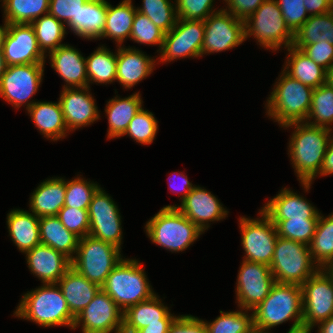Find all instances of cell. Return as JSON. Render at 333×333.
<instances>
[{"instance_id":"62","label":"cell","mask_w":333,"mask_h":333,"mask_svg":"<svg viewBox=\"0 0 333 333\" xmlns=\"http://www.w3.org/2000/svg\"><path fill=\"white\" fill-rule=\"evenodd\" d=\"M323 269L333 280V260L328 263Z\"/></svg>"},{"instance_id":"55","label":"cell","mask_w":333,"mask_h":333,"mask_svg":"<svg viewBox=\"0 0 333 333\" xmlns=\"http://www.w3.org/2000/svg\"><path fill=\"white\" fill-rule=\"evenodd\" d=\"M333 174V137H331L328 144L323 163L319 172V175H330Z\"/></svg>"},{"instance_id":"25","label":"cell","mask_w":333,"mask_h":333,"mask_svg":"<svg viewBox=\"0 0 333 333\" xmlns=\"http://www.w3.org/2000/svg\"><path fill=\"white\" fill-rule=\"evenodd\" d=\"M60 287L74 318L93 300L101 287L87 280L74 268H70L56 283Z\"/></svg>"},{"instance_id":"7","label":"cell","mask_w":333,"mask_h":333,"mask_svg":"<svg viewBox=\"0 0 333 333\" xmlns=\"http://www.w3.org/2000/svg\"><path fill=\"white\" fill-rule=\"evenodd\" d=\"M315 264L308 245L278 236L270 265L275 282L301 286L320 269Z\"/></svg>"},{"instance_id":"23","label":"cell","mask_w":333,"mask_h":333,"mask_svg":"<svg viewBox=\"0 0 333 333\" xmlns=\"http://www.w3.org/2000/svg\"><path fill=\"white\" fill-rule=\"evenodd\" d=\"M48 53L51 67L67 82L64 88L88 87L86 61L78 50L64 44Z\"/></svg>"},{"instance_id":"10","label":"cell","mask_w":333,"mask_h":333,"mask_svg":"<svg viewBox=\"0 0 333 333\" xmlns=\"http://www.w3.org/2000/svg\"><path fill=\"white\" fill-rule=\"evenodd\" d=\"M303 330L310 333L316 323L333 316V280L320 268L302 285Z\"/></svg>"},{"instance_id":"51","label":"cell","mask_w":333,"mask_h":333,"mask_svg":"<svg viewBox=\"0 0 333 333\" xmlns=\"http://www.w3.org/2000/svg\"><path fill=\"white\" fill-rule=\"evenodd\" d=\"M315 63L326 70L333 64V45L328 42L307 44L301 49Z\"/></svg>"},{"instance_id":"32","label":"cell","mask_w":333,"mask_h":333,"mask_svg":"<svg viewBox=\"0 0 333 333\" xmlns=\"http://www.w3.org/2000/svg\"><path fill=\"white\" fill-rule=\"evenodd\" d=\"M287 50L289 54L285 68L288 71L284 70L288 75L313 89L326 83L325 68L315 63L301 49L290 46Z\"/></svg>"},{"instance_id":"57","label":"cell","mask_w":333,"mask_h":333,"mask_svg":"<svg viewBox=\"0 0 333 333\" xmlns=\"http://www.w3.org/2000/svg\"><path fill=\"white\" fill-rule=\"evenodd\" d=\"M171 323H153L138 330L136 333H168Z\"/></svg>"},{"instance_id":"42","label":"cell","mask_w":333,"mask_h":333,"mask_svg":"<svg viewBox=\"0 0 333 333\" xmlns=\"http://www.w3.org/2000/svg\"><path fill=\"white\" fill-rule=\"evenodd\" d=\"M142 6L136 10L146 15L154 25L165 33L176 25L178 19L176 5L174 8L169 0H143Z\"/></svg>"},{"instance_id":"5","label":"cell","mask_w":333,"mask_h":333,"mask_svg":"<svg viewBox=\"0 0 333 333\" xmlns=\"http://www.w3.org/2000/svg\"><path fill=\"white\" fill-rule=\"evenodd\" d=\"M101 289L114 300L122 312L155 295L143 267L134 259H123L110 272Z\"/></svg>"},{"instance_id":"8","label":"cell","mask_w":333,"mask_h":333,"mask_svg":"<svg viewBox=\"0 0 333 333\" xmlns=\"http://www.w3.org/2000/svg\"><path fill=\"white\" fill-rule=\"evenodd\" d=\"M116 246L87 235L79 239L72 268L100 287L110 272L122 261Z\"/></svg>"},{"instance_id":"27","label":"cell","mask_w":333,"mask_h":333,"mask_svg":"<svg viewBox=\"0 0 333 333\" xmlns=\"http://www.w3.org/2000/svg\"><path fill=\"white\" fill-rule=\"evenodd\" d=\"M66 181L63 178L47 179L30 197V208L36 216H57L65 204Z\"/></svg>"},{"instance_id":"47","label":"cell","mask_w":333,"mask_h":333,"mask_svg":"<svg viewBox=\"0 0 333 333\" xmlns=\"http://www.w3.org/2000/svg\"><path fill=\"white\" fill-rule=\"evenodd\" d=\"M88 0H50L49 14L57 20L67 23V26L78 35V12Z\"/></svg>"},{"instance_id":"11","label":"cell","mask_w":333,"mask_h":333,"mask_svg":"<svg viewBox=\"0 0 333 333\" xmlns=\"http://www.w3.org/2000/svg\"><path fill=\"white\" fill-rule=\"evenodd\" d=\"M262 219L240 218L244 260L257 262L270 267L278 238L276 225L261 210Z\"/></svg>"},{"instance_id":"37","label":"cell","mask_w":333,"mask_h":333,"mask_svg":"<svg viewBox=\"0 0 333 333\" xmlns=\"http://www.w3.org/2000/svg\"><path fill=\"white\" fill-rule=\"evenodd\" d=\"M50 0H3L7 24H31L49 12Z\"/></svg>"},{"instance_id":"2","label":"cell","mask_w":333,"mask_h":333,"mask_svg":"<svg viewBox=\"0 0 333 333\" xmlns=\"http://www.w3.org/2000/svg\"><path fill=\"white\" fill-rule=\"evenodd\" d=\"M253 310L255 327L268 331L296 318L288 333H304L302 288L299 285L276 282L269 295Z\"/></svg>"},{"instance_id":"63","label":"cell","mask_w":333,"mask_h":333,"mask_svg":"<svg viewBox=\"0 0 333 333\" xmlns=\"http://www.w3.org/2000/svg\"><path fill=\"white\" fill-rule=\"evenodd\" d=\"M264 329L258 328L253 326L247 333H269V332H264Z\"/></svg>"},{"instance_id":"21","label":"cell","mask_w":333,"mask_h":333,"mask_svg":"<svg viewBox=\"0 0 333 333\" xmlns=\"http://www.w3.org/2000/svg\"><path fill=\"white\" fill-rule=\"evenodd\" d=\"M30 271L43 284H56L72 267L71 260L50 246L39 244L26 253Z\"/></svg>"},{"instance_id":"43","label":"cell","mask_w":333,"mask_h":333,"mask_svg":"<svg viewBox=\"0 0 333 333\" xmlns=\"http://www.w3.org/2000/svg\"><path fill=\"white\" fill-rule=\"evenodd\" d=\"M213 322L204 321L207 333H247L253 327V314L242 311L222 312Z\"/></svg>"},{"instance_id":"12","label":"cell","mask_w":333,"mask_h":333,"mask_svg":"<svg viewBox=\"0 0 333 333\" xmlns=\"http://www.w3.org/2000/svg\"><path fill=\"white\" fill-rule=\"evenodd\" d=\"M44 72V64L7 66L0 79V96L16 108L27 103V109L35 102L29 101L37 92ZM26 102V103H25Z\"/></svg>"},{"instance_id":"58","label":"cell","mask_w":333,"mask_h":333,"mask_svg":"<svg viewBox=\"0 0 333 333\" xmlns=\"http://www.w3.org/2000/svg\"><path fill=\"white\" fill-rule=\"evenodd\" d=\"M318 333H333V316L319 323Z\"/></svg>"},{"instance_id":"30","label":"cell","mask_w":333,"mask_h":333,"mask_svg":"<svg viewBox=\"0 0 333 333\" xmlns=\"http://www.w3.org/2000/svg\"><path fill=\"white\" fill-rule=\"evenodd\" d=\"M27 111L37 129L47 138L57 141L65 137L66 132L68 133L59 101L58 103L35 102Z\"/></svg>"},{"instance_id":"53","label":"cell","mask_w":333,"mask_h":333,"mask_svg":"<svg viewBox=\"0 0 333 333\" xmlns=\"http://www.w3.org/2000/svg\"><path fill=\"white\" fill-rule=\"evenodd\" d=\"M230 14L241 20H246L252 15L265 0H225Z\"/></svg>"},{"instance_id":"15","label":"cell","mask_w":333,"mask_h":333,"mask_svg":"<svg viewBox=\"0 0 333 333\" xmlns=\"http://www.w3.org/2000/svg\"><path fill=\"white\" fill-rule=\"evenodd\" d=\"M204 27L202 55L228 50L245 41L244 20L227 12V8L212 13Z\"/></svg>"},{"instance_id":"40","label":"cell","mask_w":333,"mask_h":333,"mask_svg":"<svg viewBox=\"0 0 333 333\" xmlns=\"http://www.w3.org/2000/svg\"><path fill=\"white\" fill-rule=\"evenodd\" d=\"M311 118L315 122L307 121ZM306 121L305 123L309 125L330 128L328 126L333 122V87L325 83L313 90L311 108Z\"/></svg>"},{"instance_id":"61","label":"cell","mask_w":333,"mask_h":333,"mask_svg":"<svg viewBox=\"0 0 333 333\" xmlns=\"http://www.w3.org/2000/svg\"><path fill=\"white\" fill-rule=\"evenodd\" d=\"M7 25L8 24L5 22L3 27H2V25L0 26V50H2L4 36L6 34V31H7Z\"/></svg>"},{"instance_id":"9","label":"cell","mask_w":333,"mask_h":333,"mask_svg":"<svg viewBox=\"0 0 333 333\" xmlns=\"http://www.w3.org/2000/svg\"><path fill=\"white\" fill-rule=\"evenodd\" d=\"M245 39L251 35L262 47L277 50L281 44L292 46L294 34L282 16L276 0H265L262 5L244 21Z\"/></svg>"},{"instance_id":"17","label":"cell","mask_w":333,"mask_h":333,"mask_svg":"<svg viewBox=\"0 0 333 333\" xmlns=\"http://www.w3.org/2000/svg\"><path fill=\"white\" fill-rule=\"evenodd\" d=\"M82 324V333H122L123 312L102 289L75 318L73 329Z\"/></svg>"},{"instance_id":"31","label":"cell","mask_w":333,"mask_h":333,"mask_svg":"<svg viewBox=\"0 0 333 333\" xmlns=\"http://www.w3.org/2000/svg\"><path fill=\"white\" fill-rule=\"evenodd\" d=\"M142 109V99L139 92L126 98L109 100L105 112L108 116V137L117 138L124 135L130 121Z\"/></svg>"},{"instance_id":"56","label":"cell","mask_w":333,"mask_h":333,"mask_svg":"<svg viewBox=\"0 0 333 333\" xmlns=\"http://www.w3.org/2000/svg\"><path fill=\"white\" fill-rule=\"evenodd\" d=\"M181 175V176H180ZM174 176V175H173ZM172 176V177H173ZM177 176H179V178H181V185H180V187L179 186H177V190L176 191H180V192H183L182 194V197L180 198V199H182V201L189 195V193H190V191L195 187V186H193L189 181H188V178H187V176H185L184 174H182V173H177V174H175V176L174 177H176L177 178ZM172 177H171V179H172ZM176 178H174V179H176ZM173 181H175V180H172V183H173ZM173 184H171L170 183V188H172V190L174 189H176V187L175 186H172ZM181 189H183V190H181Z\"/></svg>"},{"instance_id":"41","label":"cell","mask_w":333,"mask_h":333,"mask_svg":"<svg viewBox=\"0 0 333 333\" xmlns=\"http://www.w3.org/2000/svg\"><path fill=\"white\" fill-rule=\"evenodd\" d=\"M319 219H271L279 237L310 245Z\"/></svg>"},{"instance_id":"19","label":"cell","mask_w":333,"mask_h":333,"mask_svg":"<svg viewBox=\"0 0 333 333\" xmlns=\"http://www.w3.org/2000/svg\"><path fill=\"white\" fill-rule=\"evenodd\" d=\"M90 87H63L59 102L62 108L64 122L68 131L90 125L99 119L95 100L89 91Z\"/></svg>"},{"instance_id":"4","label":"cell","mask_w":333,"mask_h":333,"mask_svg":"<svg viewBox=\"0 0 333 333\" xmlns=\"http://www.w3.org/2000/svg\"><path fill=\"white\" fill-rule=\"evenodd\" d=\"M278 84L267 100V113L281 127L305 122L312 102L313 88L288 75L284 68Z\"/></svg>"},{"instance_id":"54","label":"cell","mask_w":333,"mask_h":333,"mask_svg":"<svg viewBox=\"0 0 333 333\" xmlns=\"http://www.w3.org/2000/svg\"><path fill=\"white\" fill-rule=\"evenodd\" d=\"M306 11L311 15L325 14L333 10L329 0H304Z\"/></svg>"},{"instance_id":"20","label":"cell","mask_w":333,"mask_h":333,"mask_svg":"<svg viewBox=\"0 0 333 333\" xmlns=\"http://www.w3.org/2000/svg\"><path fill=\"white\" fill-rule=\"evenodd\" d=\"M177 207L190 221L202 231L208 229V221H219L226 217L228 211L222 207L219 200L206 189L194 187L189 195ZM206 223V224H205Z\"/></svg>"},{"instance_id":"35","label":"cell","mask_w":333,"mask_h":333,"mask_svg":"<svg viewBox=\"0 0 333 333\" xmlns=\"http://www.w3.org/2000/svg\"><path fill=\"white\" fill-rule=\"evenodd\" d=\"M106 11V0H88L78 12V36L100 38L105 27Z\"/></svg>"},{"instance_id":"16","label":"cell","mask_w":333,"mask_h":333,"mask_svg":"<svg viewBox=\"0 0 333 333\" xmlns=\"http://www.w3.org/2000/svg\"><path fill=\"white\" fill-rule=\"evenodd\" d=\"M237 279V303L242 310H253L276 283L268 265L243 260Z\"/></svg>"},{"instance_id":"36","label":"cell","mask_w":333,"mask_h":333,"mask_svg":"<svg viewBox=\"0 0 333 333\" xmlns=\"http://www.w3.org/2000/svg\"><path fill=\"white\" fill-rule=\"evenodd\" d=\"M86 74L89 82L111 83L116 80L117 53L101 46L89 57L85 58Z\"/></svg>"},{"instance_id":"13","label":"cell","mask_w":333,"mask_h":333,"mask_svg":"<svg viewBox=\"0 0 333 333\" xmlns=\"http://www.w3.org/2000/svg\"><path fill=\"white\" fill-rule=\"evenodd\" d=\"M205 27L203 20L177 19L176 25L165 33L161 47L162 62L177 58L201 57Z\"/></svg>"},{"instance_id":"44","label":"cell","mask_w":333,"mask_h":333,"mask_svg":"<svg viewBox=\"0 0 333 333\" xmlns=\"http://www.w3.org/2000/svg\"><path fill=\"white\" fill-rule=\"evenodd\" d=\"M157 122L152 112L142 108L130 121L124 135L128 134L141 144H151L157 133Z\"/></svg>"},{"instance_id":"59","label":"cell","mask_w":333,"mask_h":333,"mask_svg":"<svg viewBox=\"0 0 333 333\" xmlns=\"http://www.w3.org/2000/svg\"><path fill=\"white\" fill-rule=\"evenodd\" d=\"M6 69H7V64L5 62L3 52H2V50H0V79L3 76Z\"/></svg>"},{"instance_id":"14","label":"cell","mask_w":333,"mask_h":333,"mask_svg":"<svg viewBox=\"0 0 333 333\" xmlns=\"http://www.w3.org/2000/svg\"><path fill=\"white\" fill-rule=\"evenodd\" d=\"M89 235L121 249V216L114 201L98 188L88 207Z\"/></svg>"},{"instance_id":"3","label":"cell","mask_w":333,"mask_h":333,"mask_svg":"<svg viewBox=\"0 0 333 333\" xmlns=\"http://www.w3.org/2000/svg\"><path fill=\"white\" fill-rule=\"evenodd\" d=\"M43 284L40 288L26 293L14 315L32 320L44 327L66 325L73 329L72 316L60 287Z\"/></svg>"},{"instance_id":"46","label":"cell","mask_w":333,"mask_h":333,"mask_svg":"<svg viewBox=\"0 0 333 333\" xmlns=\"http://www.w3.org/2000/svg\"><path fill=\"white\" fill-rule=\"evenodd\" d=\"M164 37L163 30L154 25L146 15L136 11L130 39L142 44H159L161 50Z\"/></svg>"},{"instance_id":"24","label":"cell","mask_w":333,"mask_h":333,"mask_svg":"<svg viewBox=\"0 0 333 333\" xmlns=\"http://www.w3.org/2000/svg\"><path fill=\"white\" fill-rule=\"evenodd\" d=\"M261 210L270 219H319L320 215L306 199L287 188L268 201Z\"/></svg>"},{"instance_id":"39","label":"cell","mask_w":333,"mask_h":333,"mask_svg":"<svg viewBox=\"0 0 333 333\" xmlns=\"http://www.w3.org/2000/svg\"><path fill=\"white\" fill-rule=\"evenodd\" d=\"M31 25L34 28L39 48L45 54L59 48L61 41L66 34L64 22H60L54 16L45 14L34 20Z\"/></svg>"},{"instance_id":"48","label":"cell","mask_w":333,"mask_h":333,"mask_svg":"<svg viewBox=\"0 0 333 333\" xmlns=\"http://www.w3.org/2000/svg\"><path fill=\"white\" fill-rule=\"evenodd\" d=\"M57 217L66 229L73 232L79 238L89 235L88 209L63 206L59 210Z\"/></svg>"},{"instance_id":"49","label":"cell","mask_w":333,"mask_h":333,"mask_svg":"<svg viewBox=\"0 0 333 333\" xmlns=\"http://www.w3.org/2000/svg\"><path fill=\"white\" fill-rule=\"evenodd\" d=\"M290 31L295 32L309 19L304 0H276Z\"/></svg>"},{"instance_id":"26","label":"cell","mask_w":333,"mask_h":333,"mask_svg":"<svg viewBox=\"0 0 333 333\" xmlns=\"http://www.w3.org/2000/svg\"><path fill=\"white\" fill-rule=\"evenodd\" d=\"M154 62V59L145 56L140 50L119 46L116 80L125 88H131L152 73Z\"/></svg>"},{"instance_id":"33","label":"cell","mask_w":333,"mask_h":333,"mask_svg":"<svg viewBox=\"0 0 333 333\" xmlns=\"http://www.w3.org/2000/svg\"><path fill=\"white\" fill-rule=\"evenodd\" d=\"M136 11L131 0H123L116 7L107 2L105 27L100 38L109 37L121 45L125 38L131 36Z\"/></svg>"},{"instance_id":"6","label":"cell","mask_w":333,"mask_h":333,"mask_svg":"<svg viewBox=\"0 0 333 333\" xmlns=\"http://www.w3.org/2000/svg\"><path fill=\"white\" fill-rule=\"evenodd\" d=\"M145 229L153 243L171 252L187 249L203 232L177 207H163Z\"/></svg>"},{"instance_id":"60","label":"cell","mask_w":333,"mask_h":333,"mask_svg":"<svg viewBox=\"0 0 333 333\" xmlns=\"http://www.w3.org/2000/svg\"><path fill=\"white\" fill-rule=\"evenodd\" d=\"M326 83L333 87V64L327 69Z\"/></svg>"},{"instance_id":"29","label":"cell","mask_w":333,"mask_h":333,"mask_svg":"<svg viewBox=\"0 0 333 333\" xmlns=\"http://www.w3.org/2000/svg\"><path fill=\"white\" fill-rule=\"evenodd\" d=\"M40 242L68 257L77 252L79 237L65 228L57 216L39 218Z\"/></svg>"},{"instance_id":"52","label":"cell","mask_w":333,"mask_h":333,"mask_svg":"<svg viewBox=\"0 0 333 333\" xmlns=\"http://www.w3.org/2000/svg\"><path fill=\"white\" fill-rule=\"evenodd\" d=\"M168 333H207L204 321L192 315L177 316Z\"/></svg>"},{"instance_id":"38","label":"cell","mask_w":333,"mask_h":333,"mask_svg":"<svg viewBox=\"0 0 333 333\" xmlns=\"http://www.w3.org/2000/svg\"><path fill=\"white\" fill-rule=\"evenodd\" d=\"M309 249L312 259L319 268L323 269L333 260V213L327 218L319 215Z\"/></svg>"},{"instance_id":"50","label":"cell","mask_w":333,"mask_h":333,"mask_svg":"<svg viewBox=\"0 0 333 333\" xmlns=\"http://www.w3.org/2000/svg\"><path fill=\"white\" fill-rule=\"evenodd\" d=\"M214 0H176L177 17L187 20L205 21L215 10H212Z\"/></svg>"},{"instance_id":"45","label":"cell","mask_w":333,"mask_h":333,"mask_svg":"<svg viewBox=\"0 0 333 333\" xmlns=\"http://www.w3.org/2000/svg\"><path fill=\"white\" fill-rule=\"evenodd\" d=\"M99 187L97 184L90 183V181L87 182L80 177L72 181H67L64 206L88 209L92 196Z\"/></svg>"},{"instance_id":"28","label":"cell","mask_w":333,"mask_h":333,"mask_svg":"<svg viewBox=\"0 0 333 333\" xmlns=\"http://www.w3.org/2000/svg\"><path fill=\"white\" fill-rule=\"evenodd\" d=\"M7 225L12 241L21 252L26 253L41 244L39 217L34 213L14 209L7 216Z\"/></svg>"},{"instance_id":"22","label":"cell","mask_w":333,"mask_h":333,"mask_svg":"<svg viewBox=\"0 0 333 333\" xmlns=\"http://www.w3.org/2000/svg\"><path fill=\"white\" fill-rule=\"evenodd\" d=\"M175 318L155 294L123 312L122 333H136L153 323H172Z\"/></svg>"},{"instance_id":"18","label":"cell","mask_w":333,"mask_h":333,"mask_svg":"<svg viewBox=\"0 0 333 333\" xmlns=\"http://www.w3.org/2000/svg\"><path fill=\"white\" fill-rule=\"evenodd\" d=\"M2 52L7 66L45 64V54L39 48L31 24H8Z\"/></svg>"},{"instance_id":"1","label":"cell","mask_w":333,"mask_h":333,"mask_svg":"<svg viewBox=\"0 0 333 333\" xmlns=\"http://www.w3.org/2000/svg\"><path fill=\"white\" fill-rule=\"evenodd\" d=\"M289 126L296 128L289 143L291 161L298 179L308 191L312 180L320 172L332 129L304 124V122L290 123L283 127Z\"/></svg>"},{"instance_id":"34","label":"cell","mask_w":333,"mask_h":333,"mask_svg":"<svg viewBox=\"0 0 333 333\" xmlns=\"http://www.w3.org/2000/svg\"><path fill=\"white\" fill-rule=\"evenodd\" d=\"M328 42L333 45V10L320 15H311L295 32L292 46L302 49L307 44Z\"/></svg>"}]
</instances>
